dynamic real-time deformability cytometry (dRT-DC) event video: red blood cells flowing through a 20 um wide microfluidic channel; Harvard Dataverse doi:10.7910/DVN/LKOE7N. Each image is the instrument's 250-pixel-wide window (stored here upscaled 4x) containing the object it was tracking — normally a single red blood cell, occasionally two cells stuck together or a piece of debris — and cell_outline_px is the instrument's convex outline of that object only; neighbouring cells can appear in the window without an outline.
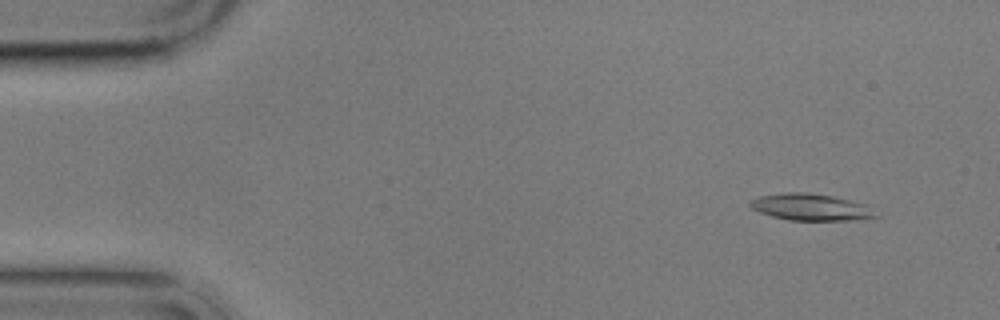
{"species": "common noctule bat (a hibernating species)", "species_latin": "Nyctalus noctula", "temperature_condition": "cold", "stored_images_in_passage": 4, "camera_frame_rate_fps": 3000, "um_per_image_px": 0.085, "animal": {"sex": "male", "body_mass_g": 17.9}, "frame": {"image": 1, "passage_image": 1, "time_ms": 0.0, "image_size_px": [1000, 320], "cell_outline_px": [[880, 216], [856, 220], [788, 220], [772, 216], [760, 212], [752, 208], [748, 204], [748, 200], [760, 196], [788, 192], [804, 192], [832, 196], [852, 200], [868, 204]], "centroid_in_image_um": [68.96, 17.6], "position_along_channel_um": 16.0, "area_um2": 19.71}}
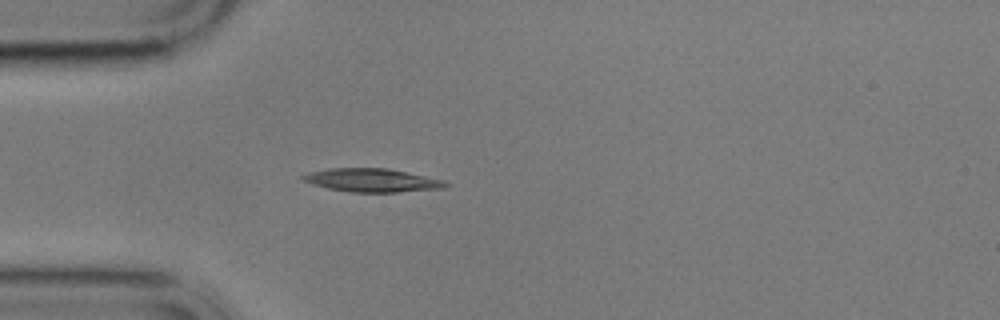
{"frame": {"image": 2, "passage_image": 4, "time_ms": 3.667, "image_size_px": [1000, 320], "cell_outline_px": [[448, 184], [444, 188], [396, 192], [352, 192], [328, 188], [312, 184], [304, 180], [300, 176], [308, 172], [328, 168], [388, 168], [444, 180]], "centroid_in_image_um": [31.6, 15.31], "position_along_channel_um": 53.4, "area_um2": 19.31}}